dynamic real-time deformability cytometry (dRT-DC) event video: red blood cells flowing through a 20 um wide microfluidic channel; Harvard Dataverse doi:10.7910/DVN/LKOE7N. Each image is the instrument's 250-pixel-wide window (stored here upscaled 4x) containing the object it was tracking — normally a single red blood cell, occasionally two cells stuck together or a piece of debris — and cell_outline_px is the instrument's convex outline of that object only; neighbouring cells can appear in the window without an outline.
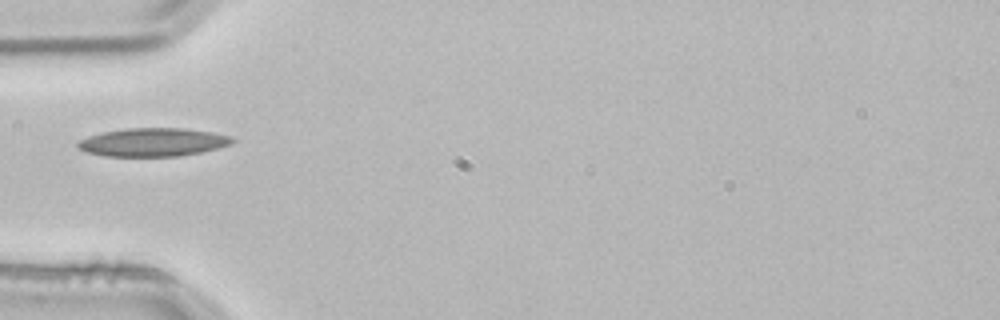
{"species": "common noctule bat (a hibernating species)", "species_latin": "Nyctalus noctula", "temperature_condition": "room temperature", "stored_images_in_passage": 1, "camera_frame_rate_fps": 3000, "um_per_image_px": 0.085, "animal": {"sex": "male", "body_mass_g": 21.5, "forearm_length_mm": 52.0}, "frame": {"image": 1, "passage_image": 1, "time_ms": 0.0, "image_size_px": [1000, 320], "cell_outline_px": [[236, 140], [232, 144], [200, 152], [180, 156], [104, 156], [84, 152], [76, 148], [76, 144], [80, 140], [88, 136], [104, 132], [124, 128], [184, 128], [212, 132], [232, 136]], "centroid_in_image_um": [12.98, 12.09], "position_along_channel_um": 72.0, "area_um2": 25.66}}